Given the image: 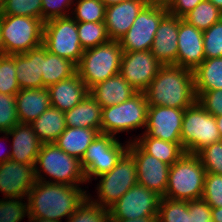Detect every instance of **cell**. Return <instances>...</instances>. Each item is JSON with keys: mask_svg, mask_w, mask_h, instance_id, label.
<instances>
[{"mask_svg": "<svg viewBox=\"0 0 222 222\" xmlns=\"http://www.w3.org/2000/svg\"><path fill=\"white\" fill-rule=\"evenodd\" d=\"M85 188V189H84ZM70 186L37 181L24 204L6 222H21L26 216L55 222L67 220L87 196L88 186Z\"/></svg>", "mask_w": 222, "mask_h": 222, "instance_id": "cell-1", "label": "cell"}, {"mask_svg": "<svg viewBox=\"0 0 222 222\" xmlns=\"http://www.w3.org/2000/svg\"><path fill=\"white\" fill-rule=\"evenodd\" d=\"M143 92L148 106L185 109L197 101L193 71L177 65H162Z\"/></svg>", "mask_w": 222, "mask_h": 222, "instance_id": "cell-2", "label": "cell"}, {"mask_svg": "<svg viewBox=\"0 0 222 222\" xmlns=\"http://www.w3.org/2000/svg\"><path fill=\"white\" fill-rule=\"evenodd\" d=\"M34 169L37 181L70 186L87 184L80 160L62 151L55 143H42Z\"/></svg>", "mask_w": 222, "mask_h": 222, "instance_id": "cell-3", "label": "cell"}, {"mask_svg": "<svg viewBox=\"0 0 222 222\" xmlns=\"http://www.w3.org/2000/svg\"><path fill=\"white\" fill-rule=\"evenodd\" d=\"M36 182L34 164L12 159L0 164V192L4 197L0 199V222H6L24 204Z\"/></svg>", "mask_w": 222, "mask_h": 222, "instance_id": "cell-4", "label": "cell"}, {"mask_svg": "<svg viewBox=\"0 0 222 222\" xmlns=\"http://www.w3.org/2000/svg\"><path fill=\"white\" fill-rule=\"evenodd\" d=\"M206 170L196 154L185 153L170 166L165 198L174 200L201 199Z\"/></svg>", "mask_w": 222, "mask_h": 222, "instance_id": "cell-5", "label": "cell"}, {"mask_svg": "<svg viewBox=\"0 0 222 222\" xmlns=\"http://www.w3.org/2000/svg\"><path fill=\"white\" fill-rule=\"evenodd\" d=\"M122 54L119 41L114 40L86 49L77 65V73L90 90L96 84L119 74Z\"/></svg>", "mask_w": 222, "mask_h": 222, "instance_id": "cell-6", "label": "cell"}, {"mask_svg": "<svg viewBox=\"0 0 222 222\" xmlns=\"http://www.w3.org/2000/svg\"><path fill=\"white\" fill-rule=\"evenodd\" d=\"M44 21L34 17L0 15L6 55L22 54L43 44Z\"/></svg>", "mask_w": 222, "mask_h": 222, "instance_id": "cell-7", "label": "cell"}, {"mask_svg": "<svg viewBox=\"0 0 222 222\" xmlns=\"http://www.w3.org/2000/svg\"><path fill=\"white\" fill-rule=\"evenodd\" d=\"M148 102L144 92H137L123 103L102 108L101 133L117 137L132 130H145Z\"/></svg>", "mask_w": 222, "mask_h": 222, "instance_id": "cell-8", "label": "cell"}, {"mask_svg": "<svg viewBox=\"0 0 222 222\" xmlns=\"http://www.w3.org/2000/svg\"><path fill=\"white\" fill-rule=\"evenodd\" d=\"M215 116L198 101L185 108L181 129V145L188 154H197L204 147L221 141Z\"/></svg>", "mask_w": 222, "mask_h": 222, "instance_id": "cell-9", "label": "cell"}, {"mask_svg": "<svg viewBox=\"0 0 222 222\" xmlns=\"http://www.w3.org/2000/svg\"><path fill=\"white\" fill-rule=\"evenodd\" d=\"M97 182L95 199L89 191L87 196L101 207L110 208L116 203L131 187L137 184V171L134 156L127 151L118 164L109 172L104 173L94 180Z\"/></svg>", "mask_w": 222, "mask_h": 222, "instance_id": "cell-10", "label": "cell"}, {"mask_svg": "<svg viewBox=\"0 0 222 222\" xmlns=\"http://www.w3.org/2000/svg\"><path fill=\"white\" fill-rule=\"evenodd\" d=\"M125 143L110 134L97 135L80 160L87 183H92V180L111 171L118 164L128 151L129 140Z\"/></svg>", "mask_w": 222, "mask_h": 222, "instance_id": "cell-11", "label": "cell"}, {"mask_svg": "<svg viewBox=\"0 0 222 222\" xmlns=\"http://www.w3.org/2000/svg\"><path fill=\"white\" fill-rule=\"evenodd\" d=\"M43 45L59 57L79 64L84 49L81 46L77 22L71 16L47 20L43 26Z\"/></svg>", "mask_w": 222, "mask_h": 222, "instance_id": "cell-12", "label": "cell"}, {"mask_svg": "<svg viewBox=\"0 0 222 222\" xmlns=\"http://www.w3.org/2000/svg\"><path fill=\"white\" fill-rule=\"evenodd\" d=\"M167 13V7L147 3L127 33L118 40L123 52L151 50L160 21Z\"/></svg>", "mask_w": 222, "mask_h": 222, "instance_id": "cell-13", "label": "cell"}, {"mask_svg": "<svg viewBox=\"0 0 222 222\" xmlns=\"http://www.w3.org/2000/svg\"><path fill=\"white\" fill-rule=\"evenodd\" d=\"M161 196L143 185L131 187L110 208V219H137L158 215Z\"/></svg>", "mask_w": 222, "mask_h": 222, "instance_id": "cell-14", "label": "cell"}, {"mask_svg": "<svg viewBox=\"0 0 222 222\" xmlns=\"http://www.w3.org/2000/svg\"><path fill=\"white\" fill-rule=\"evenodd\" d=\"M128 151L134 156L137 171V184L143 185L165 196L170 165L146 153L135 141H129Z\"/></svg>", "mask_w": 222, "mask_h": 222, "instance_id": "cell-15", "label": "cell"}, {"mask_svg": "<svg viewBox=\"0 0 222 222\" xmlns=\"http://www.w3.org/2000/svg\"><path fill=\"white\" fill-rule=\"evenodd\" d=\"M161 66L151 50L123 52L119 73L136 91L143 92Z\"/></svg>", "mask_w": 222, "mask_h": 222, "instance_id": "cell-16", "label": "cell"}, {"mask_svg": "<svg viewBox=\"0 0 222 222\" xmlns=\"http://www.w3.org/2000/svg\"><path fill=\"white\" fill-rule=\"evenodd\" d=\"M185 109L149 106L143 133L172 143H181L182 120Z\"/></svg>", "mask_w": 222, "mask_h": 222, "instance_id": "cell-17", "label": "cell"}, {"mask_svg": "<svg viewBox=\"0 0 222 222\" xmlns=\"http://www.w3.org/2000/svg\"><path fill=\"white\" fill-rule=\"evenodd\" d=\"M204 59L203 31L180 18L177 66L194 71Z\"/></svg>", "mask_w": 222, "mask_h": 222, "instance_id": "cell-18", "label": "cell"}, {"mask_svg": "<svg viewBox=\"0 0 222 222\" xmlns=\"http://www.w3.org/2000/svg\"><path fill=\"white\" fill-rule=\"evenodd\" d=\"M180 17L167 13L160 21L151 52L162 65H177Z\"/></svg>", "mask_w": 222, "mask_h": 222, "instance_id": "cell-19", "label": "cell"}, {"mask_svg": "<svg viewBox=\"0 0 222 222\" xmlns=\"http://www.w3.org/2000/svg\"><path fill=\"white\" fill-rule=\"evenodd\" d=\"M147 0H130L106 7L105 25L110 40L118 41L127 33Z\"/></svg>", "mask_w": 222, "mask_h": 222, "instance_id": "cell-20", "label": "cell"}, {"mask_svg": "<svg viewBox=\"0 0 222 222\" xmlns=\"http://www.w3.org/2000/svg\"><path fill=\"white\" fill-rule=\"evenodd\" d=\"M45 46L30 49L26 53L15 54L16 78L21 89L43 88L42 71Z\"/></svg>", "mask_w": 222, "mask_h": 222, "instance_id": "cell-21", "label": "cell"}, {"mask_svg": "<svg viewBox=\"0 0 222 222\" xmlns=\"http://www.w3.org/2000/svg\"><path fill=\"white\" fill-rule=\"evenodd\" d=\"M8 135L12 137L10 159L22 164H35L42 142L31 124L17 123L8 131Z\"/></svg>", "mask_w": 222, "mask_h": 222, "instance_id": "cell-22", "label": "cell"}, {"mask_svg": "<svg viewBox=\"0 0 222 222\" xmlns=\"http://www.w3.org/2000/svg\"><path fill=\"white\" fill-rule=\"evenodd\" d=\"M50 105L66 112L78 105L88 94L89 89L78 73L70 78L49 86Z\"/></svg>", "mask_w": 222, "mask_h": 222, "instance_id": "cell-23", "label": "cell"}, {"mask_svg": "<svg viewBox=\"0 0 222 222\" xmlns=\"http://www.w3.org/2000/svg\"><path fill=\"white\" fill-rule=\"evenodd\" d=\"M15 100L19 123L31 124L51 106L47 88L21 89Z\"/></svg>", "mask_w": 222, "mask_h": 222, "instance_id": "cell-24", "label": "cell"}, {"mask_svg": "<svg viewBox=\"0 0 222 222\" xmlns=\"http://www.w3.org/2000/svg\"><path fill=\"white\" fill-rule=\"evenodd\" d=\"M137 92L120 73L96 84L89 90L102 108L123 103Z\"/></svg>", "mask_w": 222, "mask_h": 222, "instance_id": "cell-25", "label": "cell"}, {"mask_svg": "<svg viewBox=\"0 0 222 222\" xmlns=\"http://www.w3.org/2000/svg\"><path fill=\"white\" fill-rule=\"evenodd\" d=\"M64 114L67 127H83L101 131L102 106L90 93Z\"/></svg>", "mask_w": 222, "mask_h": 222, "instance_id": "cell-26", "label": "cell"}, {"mask_svg": "<svg viewBox=\"0 0 222 222\" xmlns=\"http://www.w3.org/2000/svg\"><path fill=\"white\" fill-rule=\"evenodd\" d=\"M99 133L100 130L90 128L66 127L54 143L68 155L81 160Z\"/></svg>", "mask_w": 222, "mask_h": 222, "instance_id": "cell-27", "label": "cell"}, {"mask_svg": "<svg viewBox=\"0 0 222 222\" xmlns=\"http://www.w3.org/2000/svg\"><path fill=\"white\" fill-rule=\"evenodd\" d=\"M131 137L133 139L129 138V141H135L146 153L170 166L185 154L181 143L164 141L150 137L148 134L132 135Z\"/></svg>", "mask_w": 222, "mask_h": 222, "instance_id": "cell-28", "label": "cell"}, {"mask_svg": "<svg viewBox=\"0 0 222 222\" xmlns=\"http://www.w3.org/2000/svg\"><path fill=\"white\" fill-rule=\"evenodd\" d=\"M38 139L42 143H54L65 130V114L50 106L37 119L31 122Z\"/></svg>", "mask_w": 222, "mask_h": 222, "instance_id": "cell-29", "label": "cell"}, {"mask_svg": "<svg viewBox=\"0 0 222 222\" xmlns=\"http://www.w3.org/2000/svg\"><path fill=\"white\" fill-rule=\"evenodd\" d=\"M195 94L222 89V57L204 59L193 71Z\"/></svg>", "mask_w": 222, "mask_h": 222, "instance_id": "cell-30", "label": "cell"}, {"mask_svg": "<svg viewBox=\"0 0 222 222\" xmlns=\"http://www.w3.org/2000/svg\"><path fill=\"white\" fill-rule=\"evenodd\" d=\"M77 73V65L70 60L50 53L45 47V58L43 59L42 81L43 88L70 78Z\"/></svg>", "mask_w": 222, "mask_h": 222, "instance_id": "cell-31", "label": "cell"}, {"mask_svg": "<svg viewBox=\"0 0 222 222\" xmlns=\"http://www.w3.org/2000/svg\"><path fill=\"white\" fill-rule=\"evenodd\" d=\"M221 18L222 11L210 1L202 0L182 19L197 29L204 31L209 29L214 23H217Z\"/></svg>", "mask_w": 222, "mask_h": 222, "instance_id": "cell-32", "label": "cell"}, {"mask_svg": "<svg viewBox=\"0 0 222 222\" xmlns=\"http://www.w3.org/2000/svg\"><path fill=\"white\" fill-rule=\"evenodd\" d=\"M77 31L84 50L110 41L105 22H77Z\"/></svg>", "mask_w": 222, "mask_h": 222, "instance_id": "cell-33", "label": "cell"}, {"mask_svg": "<svg viewBox=\"0 0 222 222\" xmlns=\"http://www.w3.org/2000/svg\"><path fill=\"white\" fill-rule=\"evenodd\" d=\"M71 17L76 22H105L106 6L101 0H75Z\"/></svg>", "mask_w": 222, "mask_h": 222, "instance_id": "cell-34", "label": "cell"}, {"mask_svg": "<svg viewBox=\"0 0 222 222\" xmlns=\"http://www.w3.org/2000/svg\"><path fill=\"white\" fill-rule=\"evenodd\" d=\"M109 219L110 210L86 196L66 222H109Z\"/></svg>", "mask_w": 222, "mask_h": 222, "instance_id": "cell-35", "label": "cell"}, {"mask_svg": "<svg viewBox=\"0 0 222 222\" xmlns=\"http://www.w3.org/2000/svg\"><path fill=\"white\" fill-rule=\"evenodd\" d=\"M158 222H190L188 201L161 198Z\"/></svg>", "mask_w": 222, "mask_h": 222, "instance_id": "cell-36", "label": "cell"}, {"mask_svg": "<svg viewBox=\"0 0 222 222\" xmlns=\"http://www.w3.org/2000/svg\"><path fill=\"white\" fill-rule=\"evenodd\" d=\"M20 91L16 78L15 54L0 57V93L16 95Z\"/></svg>", "mask_w": 222, "mask_h": 222, "instance_id": "cell-37", "label": "cell"}, {"mask_svg": "<svg viewBox=\"0 0 222 222\" xmlns=\"http://www.w3.org/2000/svg\"><path fill=\"white\" fill-rule=\"evenodd\" d=\"M0 15H19L42 19V1L5 0Z\"/></svg>", "mask_w": 222, "mask_h": 222, "instance_id": "cell-38", "label": "cell"}, {"mask_svg": "<svg viewBox=\"0 0 222 222\" xmlns=\"http://www.w3.org/2000/svg\"><path fill=\"white\" fill-rule=\"evenodd\" d=\"M205 59L222 57V18L203 31Z\"/></svg>", "mask_w": 222, "mask_h": 222, "instance_id": "cell-39", "label": "cell"}, {"mask_svg": "<svg viewBox=\"0 0 222 222\" xmlns=\"http://www.w3.org/2000/svg\"><path fill=\"white\" fill-rule=\"evenodd\" d=\"M196 155L200 158L206 173L222 175V140L204 147Z\"/></svg>", "mask_w": 222, "mask_h": 222, "instance_id": "cell-40", "label": "cell"}, {"mask_svg": "<svg viewBox=\"0 0 222 222\" xmlns=\"http://www.w3.org/2000/svg\"><path fill=\"white\" fill-rule=\"evenodd\" d=\"M17 123H19V119L15 95L0 93V133L8 132Z\"/></svg>", "mask_w": 222, "mask_h": 222, "instance_id": "cell-41", "label": "cell"}, {"mask_svg": "<svg viewBox=\"0 0 222 222\" xmlns=\"http://www.w3.org/2000/svg\"><path fill=\"white\" fill-rule=\"evenodd\" d=\"M202 199L211 208L222 207V175L206 173Z\"/></svg>", "mask_w": 222, "mask_h": 222, "instance_id": "cell-42", "label": "cell"}, {"mask_svg": "<svg viewBox=\"0 0 222 222\" xmlns=\"http://www.w3.org/2000/svg\"><path fill=\"white\" fill-rule=\"evenodd\" d=\"M42 20L70 16L75 0H41Z\"/></svg>", "mask_w": 222, "mask_h": 222, "instance_id": "cell-43", "label": "cell"}, {"mask_svg": "<svg viewBox=\"0 0 222 222\" xmlns=\"http://www.w3.org/2000/svg\"><path fill=\"white\" fill-rule=\"evenodd\" d=\"M197 101L211 115H222V89L205 91Z\"/></svg>", "mask_w": 222, "mask_h": 222, "instance_id": "cell-44", "label": "cell"}, {"mask_svg": "<svg viewBox=\"0 0 222 222\" xmlns=\"http://www.w3.org/2000/svg\"><path fill=\"white\" fill-rule=\"evenodd\" d=\"M190 222H212L211 207L204 199L188 201Z\"/></svg>", "mask_w": 222, "mask_h": 222, "instance_id": "cell-45", "label": "cell"}, {"mask_svg": "<svg viewBox=\"0 0 222 222\" xmlns=\"http://www.w3.org/2000/svg\"><path fill=\"white\" fill-rule=\"evenodd\" d=\"M202 0H174L167 8L168 13L183 18L194 9Z\"/></svg>", "mask_w": 222, "mask_h": 222, "instance_id": "cell-46", "label": "cell"}, {"mask_svg": "<svg viewBox=\"0 0 222 222\" xmlns=\"http://www.w3.org/2000/svg\"><path fill=\"white\" fill-rule=\"evenodd\" d=\"M109 222H158V215L145 216L137 219H109Z\"/></svg>", "mask_w": 222, "mask_h": 222, "instance_id": "cell-47", "label": "cell"}, {"mask_svg": "<svg viewBox=\"0 0 222 222\" xmlns=\"http://www.w3.org/2000/svg\"><path fill=\"white\" fill-rule=\"evenodd\" d=\"M9 137L10 136L8 135V132H3V135L0 136V143H1L2 140L4 141V139H5V141H6V139L8 140ZM10 158H11V149L9 150V152L7 151V152L3 153V155H2V152H1V154H0V164L8 161Z\"/></svg>", "mask_w": 222, "mask_h": 222, "instance_id": "cell-48", "label": "cell"}, {"mask_svg": "<svg viewBox=\"0 0 222 222\" xmlns=\"http://www.w3.org/2000/svg\"><path fill=\"white\" fill-rule=\"evenodd\" d=\"M212 222H222V207L211 208Z\"/></svg>", "mask_w": 222, "mask_h": 222, "instance_id": "cell-49", "label": "cell"}, {"mask_svg": "<svg viewBox=\"0 0 222 222\" xmlns=\"http://www.w3.org/2000/svg\"><path fill=\"white\" fill-rule=\"evenodd\" d=\"M147 1L149 4L168 8L174 0H147Z\"/></svg>", "mask_w": 222, "mask_h": 222, "instance_id": "cell-50", "label": "cell"}, {"mask_svg": "<svg viewBox=\"0 0 222 222\" xmlns=\"http://www.w3.org/2000/svg\"><path fill=\"white\" fill-rule=\"evenodd\" d=\"M215 118H216V124L218 127V131H219L220 137L222 139V115L215 116Z\"/></svg>", "mask_w": 222, "mask_h": 222, "instance_id": "cell-51", "label": "cell"}, {"mask_svg": "<svg viewBox=\"0 0 222 222\" xmlns=\"http://www.w3.org/2000/svg\"><path fill=\"white\" fill-rule=\"evenodd\" d=\"M101 1L107 7L112 4L122 3L124 1H130V0H101Z\"/></svg>", "mask_w": 222, "mask_h": 222, "instance_id": "cell-52", "label": "cell"}, {"mask_svg": "<svg viewBox=\"0 0 222 222\" xmlns=\"http://www.w3.org/2000/svg\"><path fill=\"white\" fill-rule=\"evenodd\" d=\"M28 222H55L53 220H48L46 218H35V217H27Z\"/></svg>", "mask_w": 222, "mask_h": 222, "instance_id": "cell-53", "label": "cell"}, {"mask_svg": "<svg viewBox=\"0 0 222 222\" xmlns=\"http://www.w3.org/2000/svg\"><path fill=\"white\" fill-rule=\"evenodd\" d=\"M6 55L5 47L2 40L1 30H0V56Z\"/></svg>", "mask_w": 222, "mask_h": 222, "instance_id": "cell-54", "label": "cell"}, {"mask_svg": "<svg viewBox=\"0 0 222 222\" xmlns=\"http://www.w3.org/2000/svg\"><path fill=\"white\" fill-rule=\"evenodd\" d=\"M213 3L220 11H222V0H208Z\"/></svg>", "mask_w": 222, "mask_h": 222, "instance_id": "cell-55", "label": "cell"}, {"mask_svg": "<svg viewBox=\"0 0 222 222\" xmlns=\"http://www.w3.org/2000/svg\"><path fill=\"white\" fill-rule=\"evenodd\" d=\"M5 0H0V11L2 10L4 6Z\"/></svg>", "mask_w": 222, "mask_h": 222, "instance_id": "cell-56", "label": "cell"}]
</instances>
